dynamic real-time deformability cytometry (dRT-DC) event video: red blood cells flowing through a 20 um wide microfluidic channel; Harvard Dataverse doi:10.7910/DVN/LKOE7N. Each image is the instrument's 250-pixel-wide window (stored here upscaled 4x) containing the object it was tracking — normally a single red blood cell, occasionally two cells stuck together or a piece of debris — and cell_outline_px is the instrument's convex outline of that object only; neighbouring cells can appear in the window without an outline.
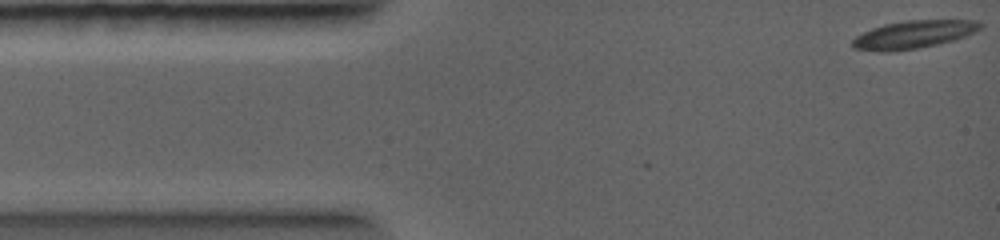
{"species": "common noctule bat (a hibernating species)", "species_latin": "Nyctalus noctula", "temperature_condition": "warm", "stored_images_in_passage": 44, "camera_frame_rate_fps": 5000, "um_per_image_px": 0.085, "animal": {"sex": "female", "body_mass_g": 19.0, "forearm_length_mm": 56.7}, "frame": {"image": 1, "passage_image": 1, "time_ms": 0.0, "image_size_px": [1000, 240], "cell_outline_px": [[984, 24], [980, 28], [964, 36], [952, 40], [920, 48], [888, 52], [880, 52], [852, 48], [852, 40], [856, 36], [872, 28], [884, 24], [908, 20], [980, 20]], "centroid_in_image_um": [77.63, 2.93], "position_along_channel_um": 7.4, "area_um2": 20.69}}
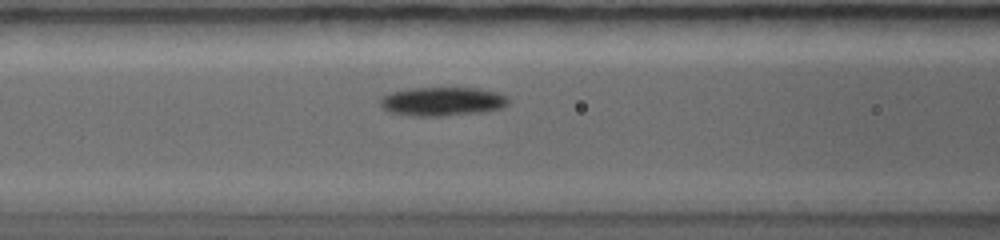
{"frame": {"image": 2, "passage_image": 17, "time_ms": 4.0, "image_size_px": [1000, 240], "cell_outline_px": [[508, 104], [504, 108], [484, 112], [440, 116], [408, 116], [388, 112], [380, 104], [380, 100], [384, 96], [392, 92], [412, 88], [476, 88], [496, 92], [508, 96]], "centroid_in_image_um": [37.63, 8.64], "position_along_channel_um": 129.0, "area_um2": 21.62}}
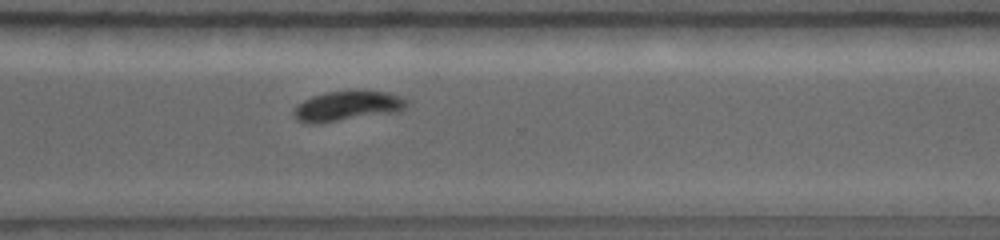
{"frame": {"image": 3, "passage_image": 34, "time_ms": 8.2, "image_size_px": [1000, 240], "cell_outline_px": [[408, 104], [404, 108], [396, 112], [320, 124], [304, 124], [296, 120], [292, 116], [292, 112], [304, 100], [312, 96], [324, 92], [384, 92], [396, 96], [404, 100]], "centroid_in_image_um": [29.41, 9.06], "position_along_channel_um": 341.2, "area_um2": 19.36}}